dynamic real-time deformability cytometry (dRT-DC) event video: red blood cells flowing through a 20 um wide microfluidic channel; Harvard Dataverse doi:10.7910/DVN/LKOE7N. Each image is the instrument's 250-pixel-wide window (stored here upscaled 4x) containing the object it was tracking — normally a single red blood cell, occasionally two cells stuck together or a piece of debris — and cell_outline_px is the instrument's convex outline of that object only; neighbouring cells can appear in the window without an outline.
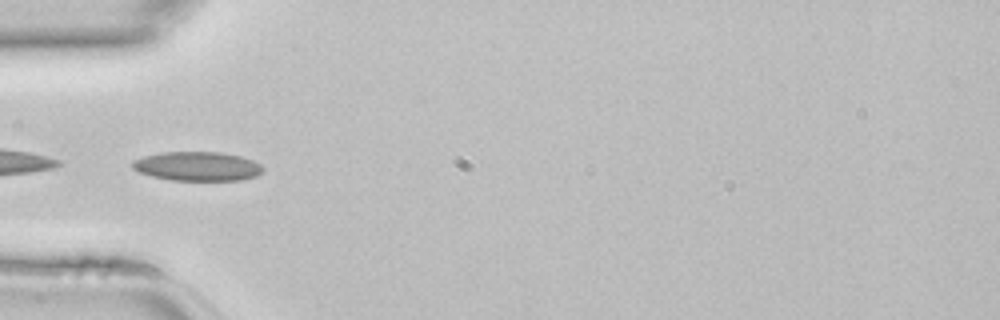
{"species": "common noctule bat (a hibernating species)", "species_latin": "Nyctalus noctula", "temperature_condition": "room temperature", "stored_images_in_passage": 40, "camera_frame_rate_fps": 3000, "um_per_image_px": 0.085, "animal": {"sex": "female", "body_mass_g": 22.7, "forearm_length_mm": 54.2}, "frame": {"image": 1, "passage_image": 10, "time_ms": 3.0, "image_size_px": [1000, 320], "cell_outline_px": [[264, 172], [256, 176], [240, 180], [172, 180], [152, 176], [140, 172], [132, 168], [132, 160], [144, 156], [160, 152], [220, 152], [240, 156], [252, 160], [260, 164], [264, 168]], "centroid_in_image_um": [16.79, 14.13], "position_along_channel_um": 68.2, "area_um2": 22.2}}
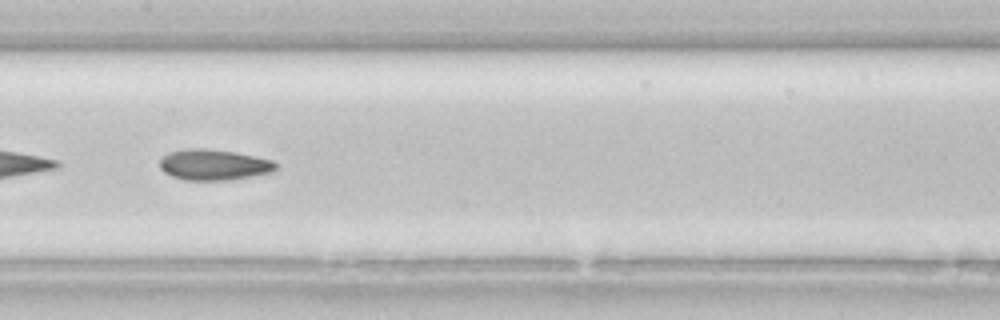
{"frame": {"image": 2, "passage_image": 18, "time_ms": 5.667, "image_size_px": [1000, 320], "cell_outline_px": [[276, 168], [272, 172], [232, 180], [184, 180], [172, 176], [164, 172], [160, 168], [160, 156], [168, 152], [184, 148], [204, 148], [232, 152], [272, 160], [276, 164]], "centroid_in_image_um": [18.11, 14.0], "position_along_channel_um": 189.3, "area_um2": 20.87}}
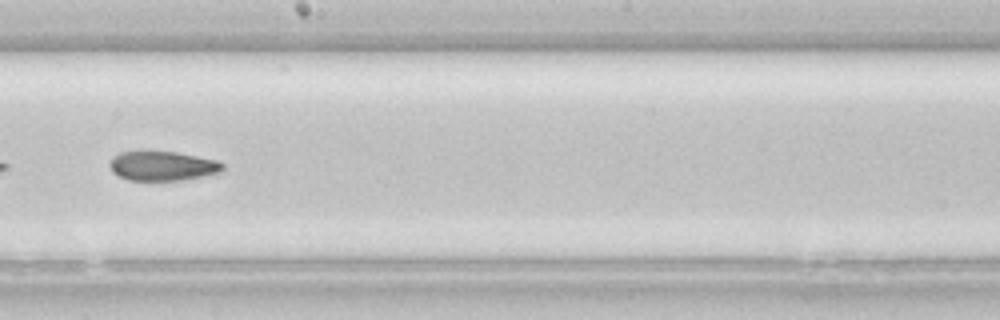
{"frame": {"image": 3, "passage_image": 21, "time_ms": 6.667, "image_size_px": [1000, 320], "cell_outline_px": [[224, 168], [220, 172], [184, 180], [128, 180], [112, 172], [108, 164], [112, 156], [120, 152], [176, 152], [216, 160], [224, 164]], "centroid_in_image_um": [13.79, 14.11], "position_along_channel_um": 234.4, "area_um2": 19.25}}